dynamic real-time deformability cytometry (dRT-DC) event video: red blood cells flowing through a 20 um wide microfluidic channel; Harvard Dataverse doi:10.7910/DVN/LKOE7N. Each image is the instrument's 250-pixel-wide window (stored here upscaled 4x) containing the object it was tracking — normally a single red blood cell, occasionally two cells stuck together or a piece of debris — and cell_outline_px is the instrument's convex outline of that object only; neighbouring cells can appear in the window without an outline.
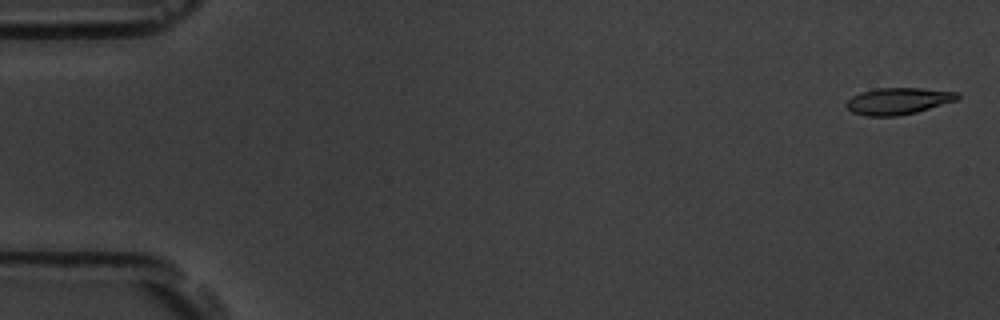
{"species": "common noctule bat (a hibernating species)", "species_latin": "Nyctalus noctula", "temperature_condition": "room temperature", "stored_images_in_passage": 15, "camera_frame_rate_fps": 3000, "um_per_image_px": 0.085, "animal": {"sex": "male", "body_mass_g": 19.5, "forearm_length_mm": 54.6}, "frame": {"image": 1, "passage_image": 1, "time_ms": 0.0, "image_size_px": [1000, 320], "cell_outline_px": [[960, 96], [956, 100], [916, 112], [896, 116], [864, 116], [852, 112], [844, 104], [852, 96], [860, 92], [876, 88], [920, 88], [960, 92]], "centroid_in_image_um": [76.32, 8.58], "position_along_channel_um": 8.7, "area_um2": 17.28}}
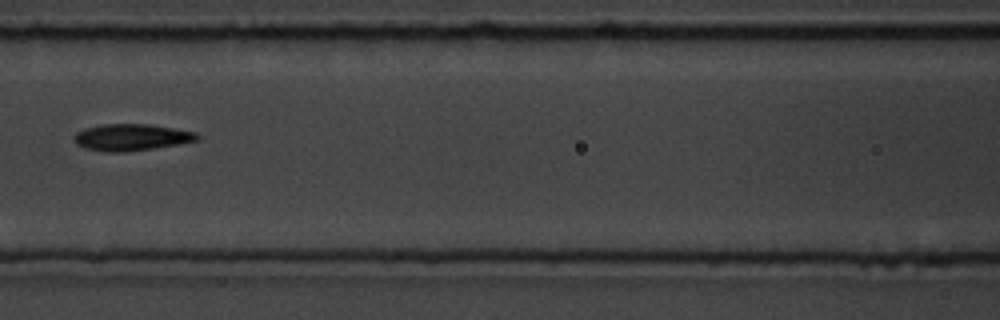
{"frame": {"image": 2, "passage_image": 7, "time_ms": 8.0, "image_size_px": [1000, 320], "cell_outline_px": [[200, 136], [196, 140], [176, 144], [152, 148], [124, 152], [108, 152], [84, 148], [76, 144], [76, 132], [84, 128], [104, 124], [148, 124], [196, 132]], "centroid_in_image_um": [11.14, 11.66], "position_along_channel_um": 155.5, "area_um2": 18.79}}
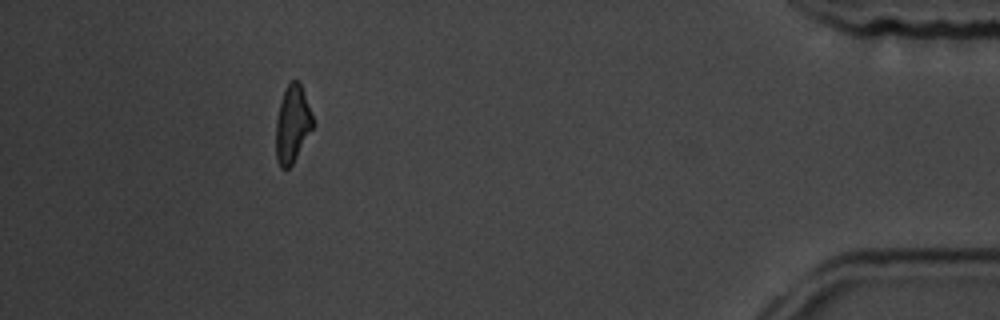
{"frame": {"image": 3, "passage_image": 14, "time_ms": 16.667, "image_size_px": [1000, 320], "cell_outline_px": [[316, 124], [292, 164], [288, 168], [280, 168], [276, 160], [276, 120], [284, 88], [292, 80], [300, 80]], "centroid_in_image_um": [24.88, 10.53], "position_along_channel_um": 410.3, "area_um2": 16.94}, "authors_computed_cell_mechanics": {"area_um2": 18.207, "velocity_mm_per_s": 3.6186, "shape_relaxation_time_tau1_ms": 5.1295, "shape_relaxation_time_tau2_ms": 5.9509, "deformation_change_tau1": 0.1502, "deformation_change_tau2": 0.1194}}